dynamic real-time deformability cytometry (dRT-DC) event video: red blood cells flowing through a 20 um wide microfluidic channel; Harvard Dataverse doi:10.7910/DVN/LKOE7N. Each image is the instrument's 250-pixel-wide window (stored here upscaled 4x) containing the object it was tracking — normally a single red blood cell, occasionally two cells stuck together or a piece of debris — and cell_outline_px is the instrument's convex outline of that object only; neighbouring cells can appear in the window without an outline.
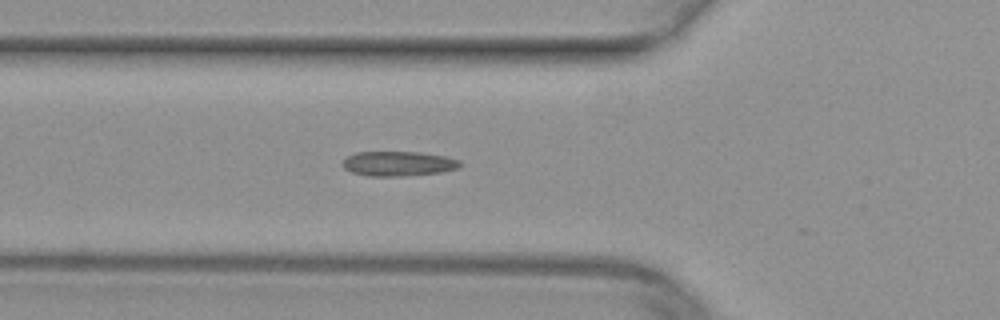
{"species": "common noctule bat (a hibernating species)", "species_latin": "Nyctalus noctula", "temperature_condition": "warm", "stored_images_in_passage": 48, "camera_frame_rate_fps": 3000, "um_per_image_px": 0.085, "animal": {"sex": "female", "body_mass_g": 29.2, "forearm_length_mm": 56.3}, "frame": {"image": 1, "passage_image": 18, "time_ms": 5.667, "image_size_px": [1000, 320], "cell_outline_px": [[460, 168], [440, 172], [404, 176], [368, 176], [352, 172], [344, 168], [340, 164], [348, 156], [356, 152], [420, 152], [448, 156], [460, 160]], "centroid_in_image_um": [33.87, 13.9], "position_along_channel_um": 91.9, "area_um2": 17.05}}
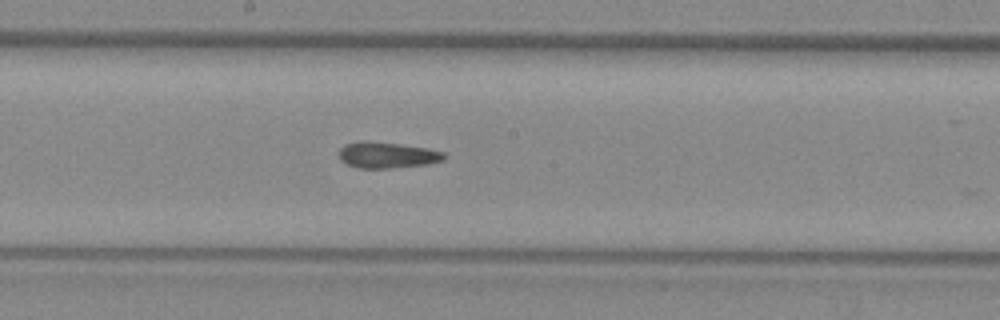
{"frame": {"image": 2, "passage_image": 27, "time_ms": 8.667, "image_size_px": [1000, 320], "cell_outline_px": [[444, 160], [428, 164], [392, 168], [360, 168], [348, 164], [340, 160], [336, 156], [340, 148], [344, 144], [360, 140], [364, 140], [400, 144], [428, 148], [444, 152]], "centroid_in_image_um": [32.85, 13.17], "position_along_channel_um": 215.3, "area_um2": 16.18}}
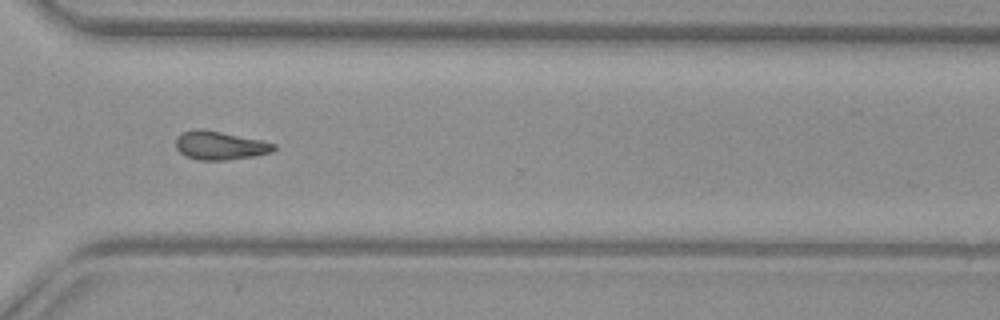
{"frame": {"image": 3, "passage_image": 37, "time_ms": 12.0, "image_size_px": [1000, 320], "cell_outline_px": [[276, 148], [272, 152], [256, 156], [224, 160], [200, 160], [188, 156], [180, 152], [176, 148], [176, 136], [184, 132], [200, 128], [260, 140], [276, 144]], "centroid_in_image_um": [18.7, 12.37], "position_along_channel_um": 351.9, "area_um2": 16.07}}